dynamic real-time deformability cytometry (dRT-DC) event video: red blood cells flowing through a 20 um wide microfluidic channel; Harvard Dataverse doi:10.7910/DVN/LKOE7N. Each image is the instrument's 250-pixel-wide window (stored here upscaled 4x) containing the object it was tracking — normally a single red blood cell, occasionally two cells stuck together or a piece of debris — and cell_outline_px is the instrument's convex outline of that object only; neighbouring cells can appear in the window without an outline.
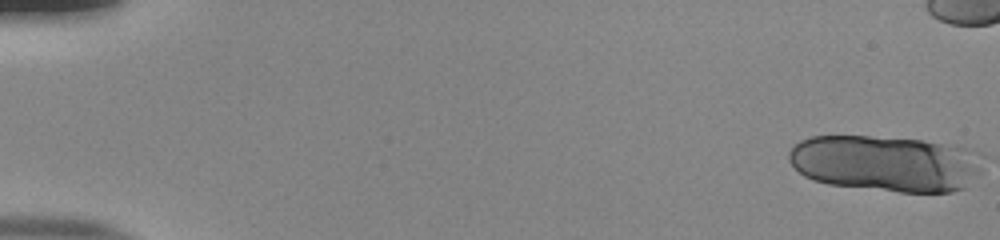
{"species": "human", "species_latin": "Homo sapiens", "temperature_condition": "room temperature", "stored_images_in_passage": 18, "camera_frame_rate_fps": 3000, "um_per_image_px": 0.085, "donor": {"sex": "male"}, "frame": {"image": 1, "passage_image": 1, "time_ms": 0.0, "image_size_px": [1000, 240], "cell_outline_px": [[984, 156], [980, 172], [964, 188], [952, 192], [900, 192], [828, 184], [812, 180], [804, 176], [788, 160], [788, 152], [800, 140], [812, 136], [868, 136], [924, 140], [972, 148], [984, 152]], "centroid_in_image_um": [75.36, 13.88], "position_along_channel_um": 9.6, "area_um2": 64.27}}